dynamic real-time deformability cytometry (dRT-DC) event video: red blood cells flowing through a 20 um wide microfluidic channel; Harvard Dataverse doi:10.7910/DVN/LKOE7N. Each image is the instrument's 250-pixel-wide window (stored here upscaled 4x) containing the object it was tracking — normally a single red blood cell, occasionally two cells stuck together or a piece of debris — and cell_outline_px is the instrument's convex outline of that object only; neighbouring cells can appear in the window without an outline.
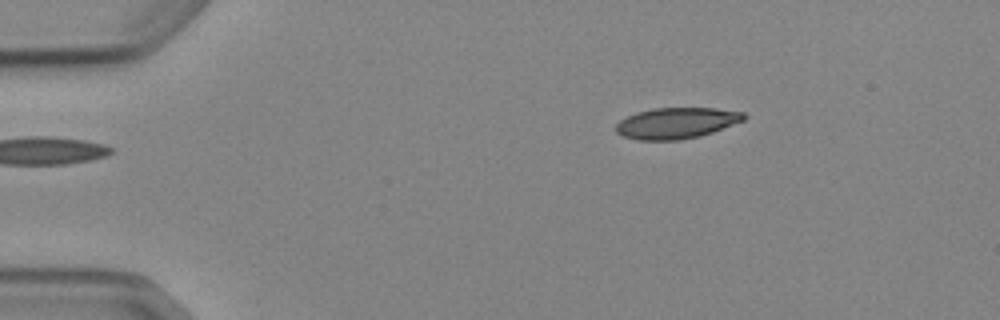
{"species": "Egyptian fruit bat (a non-hibernating species)", "species_latin": "Rousettus aegyptiacus", "temperature_condition": "cold", "stored_images_in_passage": 3, "camera_frame_rate_fps": 3000, "um_per_image_px": 0.085, "animal": {"sex": "female"}, "frame": {"image": 1, "passage_image": 3, "time_ms": 2.667, "image_size_px": [1000, 320], "cell_outline_px": [[748, 116], [744, 120], [712, 132], [700, 136], [680, 140], [640, 140], [624, 136], [616, 132], [616, 124], [620, 120], [636, 112], [652, 108], [716, 108], [744, 112]], "centroid_in_image_um": [57.51, 10.45], "position_along_channel_um": 27.5, "area_um2": 23.12}}